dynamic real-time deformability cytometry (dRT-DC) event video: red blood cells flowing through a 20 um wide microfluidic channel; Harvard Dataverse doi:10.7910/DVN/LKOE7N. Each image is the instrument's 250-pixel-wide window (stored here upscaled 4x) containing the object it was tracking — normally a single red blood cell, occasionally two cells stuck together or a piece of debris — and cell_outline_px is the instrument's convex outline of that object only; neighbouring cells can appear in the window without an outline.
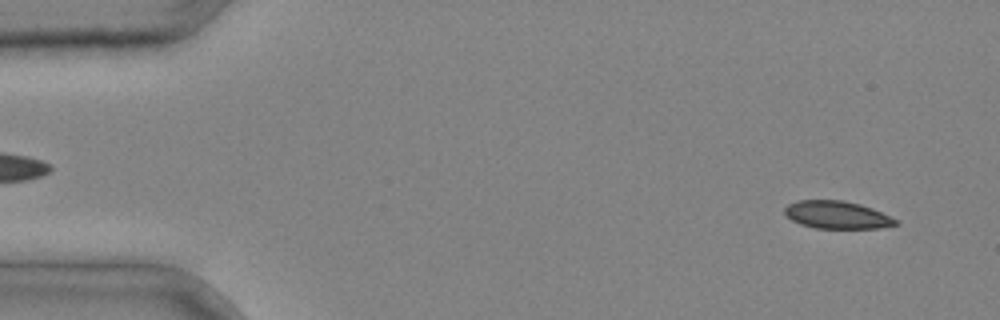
{"species": "common noctule bat (a hibernating species)", "species_latin": "Nyctalus noctula", "temperature_condition": "cold", "stored_images_in_passage": 4, "camera_frame_rate_fps": 3000, "um_per_image_px": 0.085, "animal": {"sex": "male", "body_mass_g": 20.4}, "frame": {"image": 1, "passage_image": 4, "time_ms": 1.0, "image_size_px": [1000, 320], "cell_outline_px": [[900, 224], [880, 228], [816, 228], [800, 224], [792, 220], [784, 212], [784, 208], [788, 204], [800, 200], [844, 200], [860, 204], [872, 208], [900, 220]], "centroid_in_image_um": [71.19, 18.26], "position_along_channel_um": 13.8, "area_um2": 17.98}}